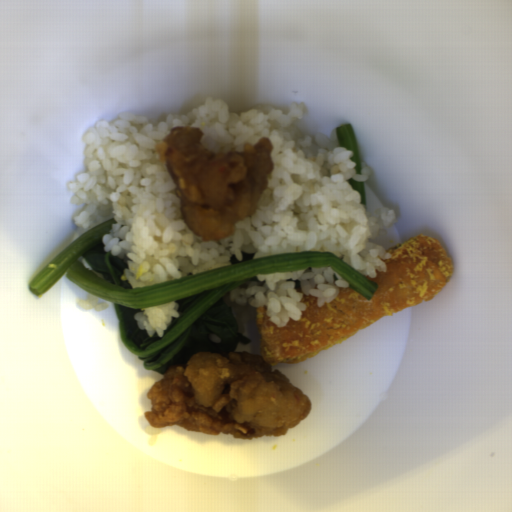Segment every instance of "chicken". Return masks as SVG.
Returning <instances> with one entry per match:
<instances>
[{
  "label": "chicken",
  "instance_id": "chicken-1",
  "mask_svg": "<svg viewBox=\"0 0 512 512\" xmlns=\"http://www.w3.org/2000/svg\"><path fill=\"white\" fill-rule=\"evenodd\" d=\"M145 416L152 427L180 425L237 438L282 436L311 412L312 402L262 355L198 351L154 382Z\"/></svg>",
  "mask_w": 512,
  "mask_h": 512
},
{
  "label": "chicken",
  "instance_id": "chicken-2",
  "mask_svg": "<svg viewBox=\"0 0 512 512\" xmlns=\"http://www.w3.org/2000/svg\"><path fill=\"white\" fill-rule=\"evenodd\" d=\"M203 134L197 126L171 127L154 152L173 178L179 218L206 243L233 235L236 223L256 214L274 164L268 136L226 152L224 144L218 151L204 146Z\"/></svg>",
  "mask_w": 512,
  "mask_h": 512
}]
</instances>
